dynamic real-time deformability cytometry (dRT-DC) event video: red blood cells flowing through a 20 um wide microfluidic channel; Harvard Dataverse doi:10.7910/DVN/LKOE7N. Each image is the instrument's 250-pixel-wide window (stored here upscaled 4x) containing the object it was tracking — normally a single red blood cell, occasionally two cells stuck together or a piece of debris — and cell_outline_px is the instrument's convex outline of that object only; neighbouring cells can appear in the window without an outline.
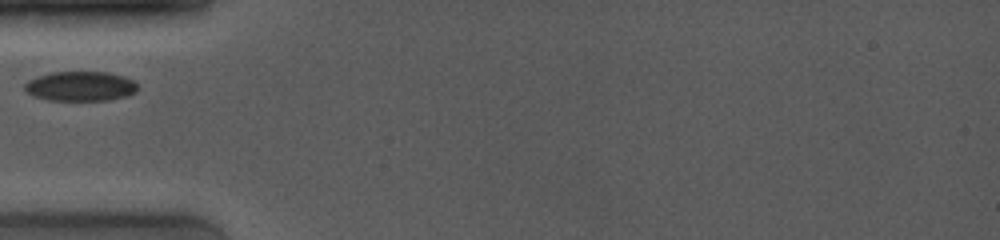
{"species": "common noctule bat (a hibernating species)", "species_latin": "Nyctalus noctula", "temperature_condition": "room temperature", "stored_images_in_passage": 1, "camera_frame_rate_fps": 4000, "um_per_image_px": 0.085, "animal": {"sex": "female", "body_mass_g": 19.0, "forearm_length_mm": 53.3}, "frame": {"image": 1, "passage_image": 1, "time_ms": 0.0, "image_size_px": [1000, 240], "cell_outline_px": [[136, 92], [128, 96], [108, 100], [48, 100], [36, 96], [28, 92], [24, 88], [24, 84], [28, 80], [52, 72], [104, 72], [124, 76], [132, 80], [136, 84]], "centroid_in_image_um": [6.85, 7.33], "position_along_channel_um": 78.1, "area_um2": 19.31}}